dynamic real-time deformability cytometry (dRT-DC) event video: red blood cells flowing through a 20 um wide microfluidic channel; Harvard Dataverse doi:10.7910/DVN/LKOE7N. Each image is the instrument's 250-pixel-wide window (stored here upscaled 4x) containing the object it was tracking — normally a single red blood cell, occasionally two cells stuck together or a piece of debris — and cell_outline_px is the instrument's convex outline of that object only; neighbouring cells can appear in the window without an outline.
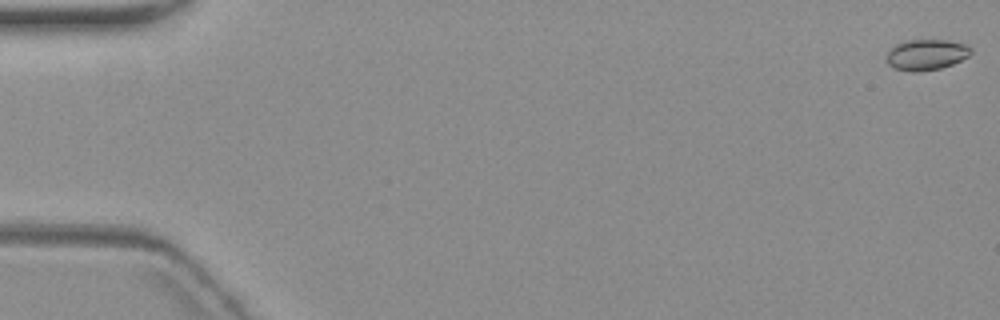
{"species": "common noctule bat (a hibernating species)", "species_latin": "Nyctalus noctula", "temperature_condition": "warm", "stored_images_in_passage": 4, "camera_frame_rate_fps": 3000, "um_per_image_px": 0.085, "animal": {"sex": "female", "body_mass_g": 19.3, "forearm_length_mm": 54.1}, "frame": {"image": 1, "passage_image": 1, "time_ms": 0.0, "image_size_px": [1000, 320], "cell_outline_px": [[972, 52], [968, 56], [952, 64], [940, 68], [920, 72], [912, 72], [892, 68], [888, 64], [888, 52], [896, 44], [904, 40], [948, 40], [968, 44], [972, 48]], "centroid_in_image_um": [78.76, 4.64], "position_along_channel_um": 6.2, "area_um2": 15.2}}